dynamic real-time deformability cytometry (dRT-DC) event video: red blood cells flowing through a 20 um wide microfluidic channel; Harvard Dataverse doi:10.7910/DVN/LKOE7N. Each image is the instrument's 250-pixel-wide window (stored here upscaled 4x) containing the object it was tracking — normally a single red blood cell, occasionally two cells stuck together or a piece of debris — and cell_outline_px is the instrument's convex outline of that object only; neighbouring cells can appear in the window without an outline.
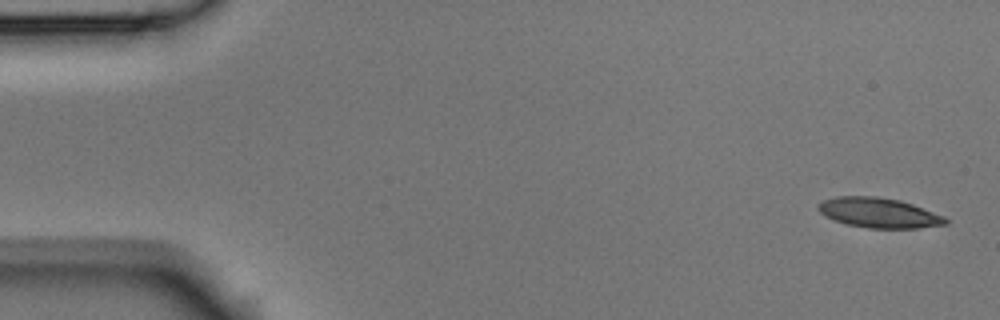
{"species": "Egyptian fruit bat (a non-hibernating species)", "species_latin": "Rousettus aegyptiacus", "temperature_condition": "room temperature", "stored_images_in_passage": 5, "segment_of_instrument_passage": [1, 2], "camera_frame_rate_fps": 3000, "um_per_image_px": 0.085, "animal": {"sex": "male"}, "frame": {"image": 1, "passage_image": 1, "time_ms": 0.0, "image_size_px": [1000, 320], "cell_outline_px": [[948, 224], [916, 228], [868, 228], [848, 224], [832, 220], [820, 212], [816, 208], [824, 200], [836, 196], [880, 196], [900, 200], [912, 204], [944, 216], [948, 220]], "centroid_in_image_um": [74.7, 18.08], "position_along_channel_um": 10.3, "area_um2": 22.2}}
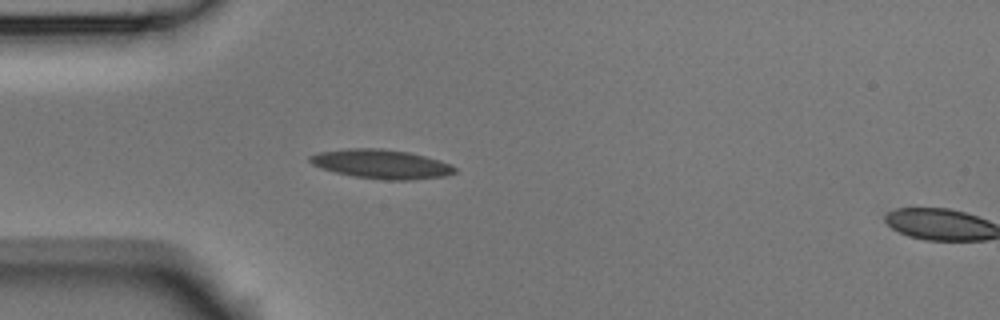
{"frame": {"image": 2, "passage_image": 4, "time_ms": 1.0, "image_size_px": [1000, 320], "cell_outline_px": [[456, 172], [448, 176], [412, 180], [384, 180], [352, 176], [336, 172], [312, 164], [308, 160], [308, 156], [316, 152], [348, 148], [380, 148], [408, 152], [424, 156], [448, 164], [456, 168]], "centroid_in_image_um": [32.38, 13.95], "position_along_channel_um": 52.6, "area_um2": 24.57}}